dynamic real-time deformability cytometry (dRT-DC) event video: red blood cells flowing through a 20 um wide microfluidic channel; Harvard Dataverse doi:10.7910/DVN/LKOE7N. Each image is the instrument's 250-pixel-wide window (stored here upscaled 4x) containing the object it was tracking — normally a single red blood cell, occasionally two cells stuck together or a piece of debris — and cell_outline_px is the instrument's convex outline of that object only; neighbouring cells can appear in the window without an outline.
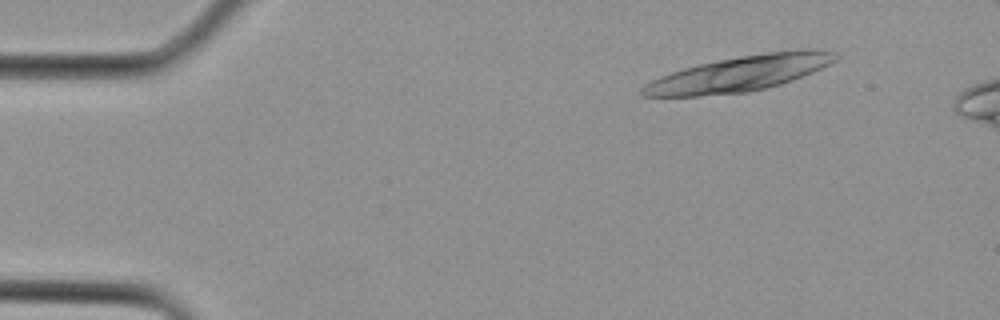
{"species": "Egyptian fruit bat (a non-hibernating species)", "species_latin": "Rousettus aegyptiacus", "temperature_condition": "cold", "stored_images_in_passage": 3, "camera_frame_rate_fps": 3000, "um_per_image_px": 0.085, "animal": {"sex": "female"}, "frame": {"image": 1, "passage_image": 1, "time_ms": 0.0, "image_size_px": [1000, 320], "cell_outline_px": [[840, 56], [836, 60], [812, 72], [792, 80], [780, 84], [748, 92], [700, 96], [640, 96], [640, 88], [644, 84], [660, 76], [684, 68], [716, 60], [764, 52], [800, 48], [816, 48], [836, 52]], "centroid_in_image_um": [62.88, 6.24], "position_along_channel_um": 22.1, "area_um2": 40.0}}